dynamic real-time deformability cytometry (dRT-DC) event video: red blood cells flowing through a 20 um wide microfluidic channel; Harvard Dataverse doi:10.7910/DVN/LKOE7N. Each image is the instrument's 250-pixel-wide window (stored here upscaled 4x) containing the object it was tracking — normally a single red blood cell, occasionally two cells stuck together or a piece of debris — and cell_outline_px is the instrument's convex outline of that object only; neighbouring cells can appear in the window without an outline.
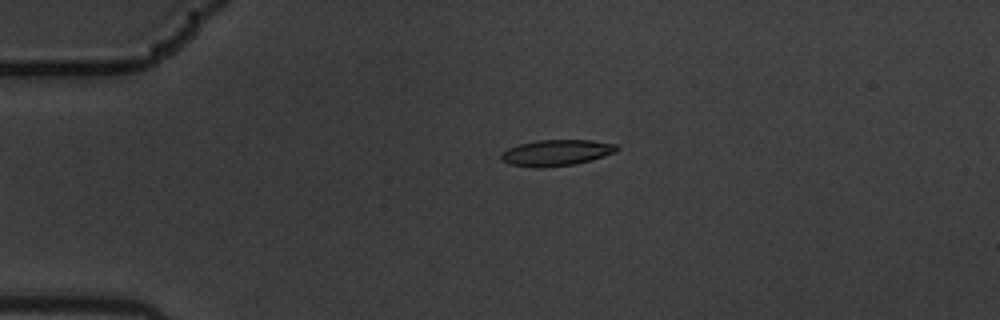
{"species": "common noctule bat (a hibernating species)", "species_latin": "Nyctalus noctula", "temperature_condition": "warm", "stored_images_in_passage": 2, "camera_frame_rate_fps": 3000, "um_per_image_px": 0.085, "animal": {"sex": "male", "body_mass_g": 19.5, "forearm_length_mm": 54.6}, "frame": {"image": 1, "passage_image": 1, "time_ms": 0.0, "image_size_px": [1000, 320], "cell_outline_px": [[620, 148], [616, 152], [592, 160], [576, 164], [540, 168], [508, 164], [500, 160], [500, 156], [508, 148], [520, 144], [536, 140], [592, 140], [616, 144]], "centroid_in_image_um": [47.31, 12.98], "position_along_channel_um": 37.7, "area_um2": 17.69}}